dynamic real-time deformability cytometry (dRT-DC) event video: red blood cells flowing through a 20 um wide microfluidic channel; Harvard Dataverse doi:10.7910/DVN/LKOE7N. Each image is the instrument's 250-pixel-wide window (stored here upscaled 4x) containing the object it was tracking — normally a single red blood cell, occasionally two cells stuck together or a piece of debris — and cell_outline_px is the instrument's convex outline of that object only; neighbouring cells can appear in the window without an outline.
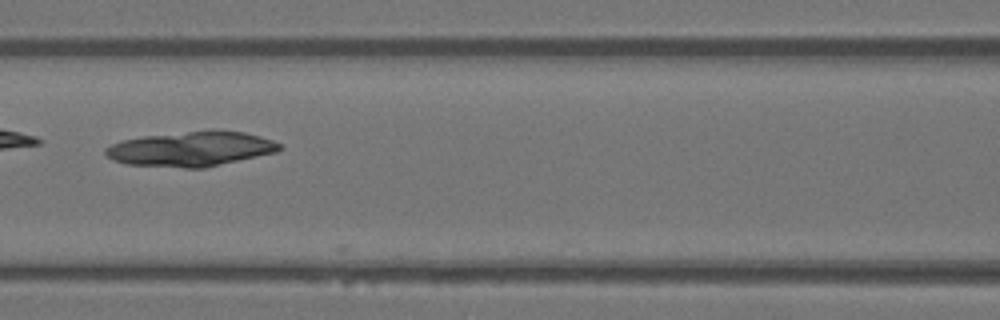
{"species": "Egyptian fruit bat (a non-hibernating species)", "species_latin": "Rousettus aegyptiacus", "temperature_condition": "warm", "stored_images_in_passage": 21, "camera_frame_rate_fps": 3000, "um_per_image_px": 0.085, "animal": {"sex": "female"}, "frame": {"image": 1, "passage_image": 9, "time_ms": 2.667, "image_size_px": [1000, 320], "cell_outline_px": [[284, 148], [276, 152], [204, 168], [184, 168], [124, 164], [112, 160], [104, 152], [104, 148], [112, 144], [124, 140], [144, 136], [188, 132], [244, 132], [260, 136], [272, 140], [280, 144]], "centroid_in_image_um": [16.22, 12.69], "position_along_channel_um": 150.4, "area_um2": 34.62}}